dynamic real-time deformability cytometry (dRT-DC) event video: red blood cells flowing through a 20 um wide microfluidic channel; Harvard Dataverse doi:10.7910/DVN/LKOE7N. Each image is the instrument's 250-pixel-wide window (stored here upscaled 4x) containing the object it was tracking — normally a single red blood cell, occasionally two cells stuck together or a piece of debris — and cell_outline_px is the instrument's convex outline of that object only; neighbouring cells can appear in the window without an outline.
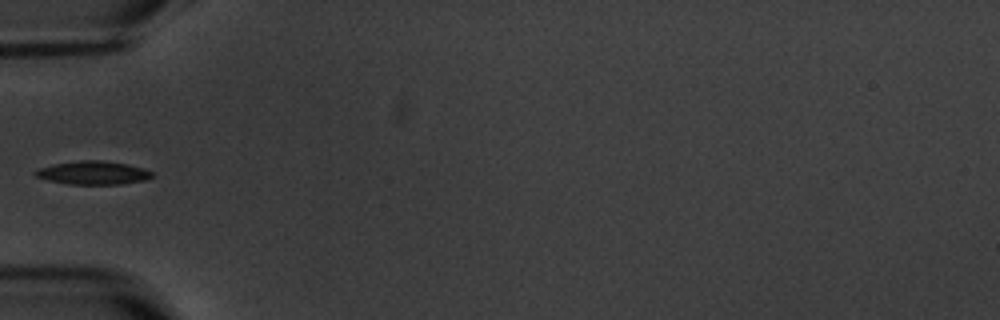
{"species": "common noctule bat (a hibernating species)", "species_latin": "Nyctalus noctula", "temperature_condition": "warm", "stored_images_in_passage": 6, "segment_of_instrument_passage": [2, 2], "camera_frame_rate_fps": 3000, "um_per_image_px": 0.085, "animal": {"sex": "male", "body_mass_g": 20.1, "forearm_length_mm": 53.5}, "frame": {"image": 1, "passage_image": 6, "time_ms": 6.667, "image_size_px": [1000, 320], "cell_outline_px": [[152, 176], [148, 180], [120, 184], [68, 184], [48, 180], [36, 176], [32, 172], [36, 168], [56, 164], [80, 160], [104, 160], [128, 164], [144, 168], [152, 172]], "centroid_in_image_um": [7.92, 14.68], "position_along_channel_um": 77.1, "area_um2": 16.01}}